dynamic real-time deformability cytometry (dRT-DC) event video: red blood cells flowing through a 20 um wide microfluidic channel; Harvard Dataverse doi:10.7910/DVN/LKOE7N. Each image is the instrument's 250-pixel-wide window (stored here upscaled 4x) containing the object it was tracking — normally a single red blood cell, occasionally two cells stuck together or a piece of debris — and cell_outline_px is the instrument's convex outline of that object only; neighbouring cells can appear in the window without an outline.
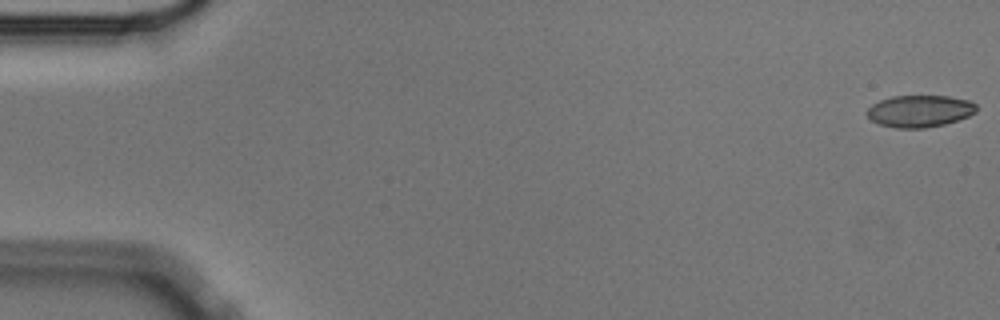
{"species": "Egyptian fruit bat (a non-hibernating species)", "species_latin": "Rousettus aegyptiacus", "temperature_condition": "cold", "stored_images_in_passage": 57, "camera_frame_rate_fps": 3000, "um_per_image_px": 0.085, "animal": {"sex": "male"}, "frame": {"image": 1, "passage_image": 1, "time_ms": 0.0, "image_size_px": [1000, 320], "cell_outline_px": [[976, 112], [968, 116], [944, 124], [924, 128], [896, 128], [880, 124], [872, 120], [868, 116], [868, 108], [872, 104], [880, 100], [892, 96], [948, 96], [968, 100], [976, 104]], "centroid_in_image_um": [78.17, 9.44], "position_along_channel_um": 6.8, "area_um2": 20.17}}
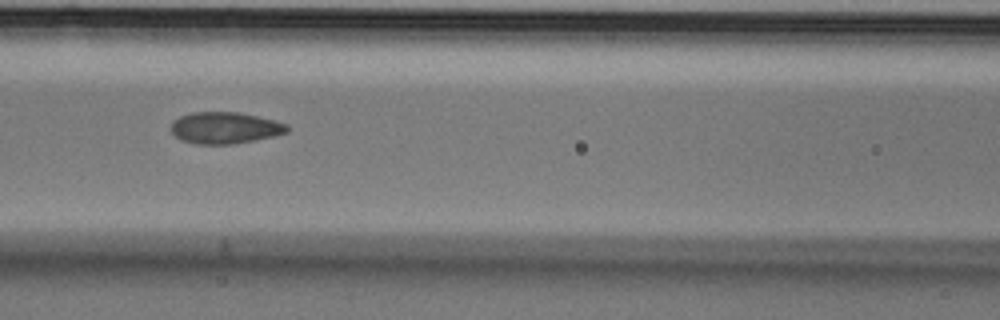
{"frame": {"image": 2, "passage_image": 25, "time_ms": 8.0, "image_size_px": [1000, 320], "cell_outline_px": [[288, 132], [256, 140], [232, 144], [196, 144], [180, 140], [172, 132], [172, 120], [180, 116], [192, 112], [240, 112], [288, 124]], "centroid_in_image_um": [19.1, 10.87], "position_along_channel_um": 147.5, "area_um2": 21.33}}
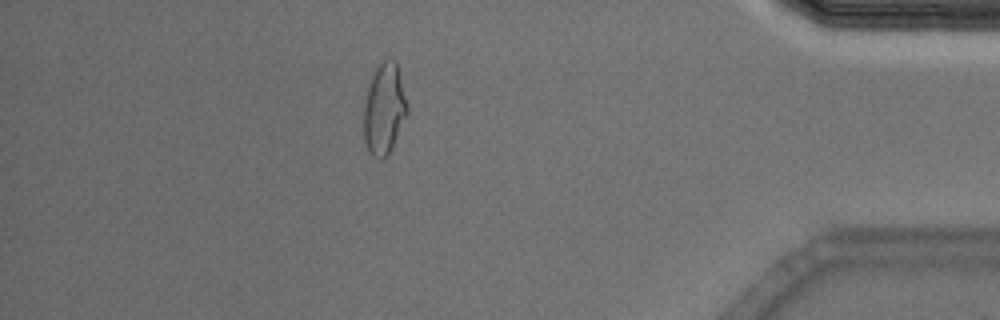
{"frame": {"image": 3, "passage_image": 50, "time_ms": 16.333, "image_size_px": [1000, 320], "cell_outline_px": [[408, 112], [388, 156], [384, 160], [380, 160], [372, 156], [368, 152], [364, 140], [364, 104], [368, 84], [376, 68], [388, 56], [392, 56], [396, 60], [408, 108]], "centroid_in_image_um": [32.65, 9.27], "position_along_channel_um": 402.6, "area_um2": 23.29}, "authors_computed_cell_mechanics": {"area_um2": 21.7906, "velocity_mm_per_s": 3.5376, "shape_relaxation_time_tau1_ms": 7.2694, "shape_relaxation_time_tau2_ms": 1.5371, "deformation_change_tau1": 0.1748, "deformation_change_tau2": 0.0739}}